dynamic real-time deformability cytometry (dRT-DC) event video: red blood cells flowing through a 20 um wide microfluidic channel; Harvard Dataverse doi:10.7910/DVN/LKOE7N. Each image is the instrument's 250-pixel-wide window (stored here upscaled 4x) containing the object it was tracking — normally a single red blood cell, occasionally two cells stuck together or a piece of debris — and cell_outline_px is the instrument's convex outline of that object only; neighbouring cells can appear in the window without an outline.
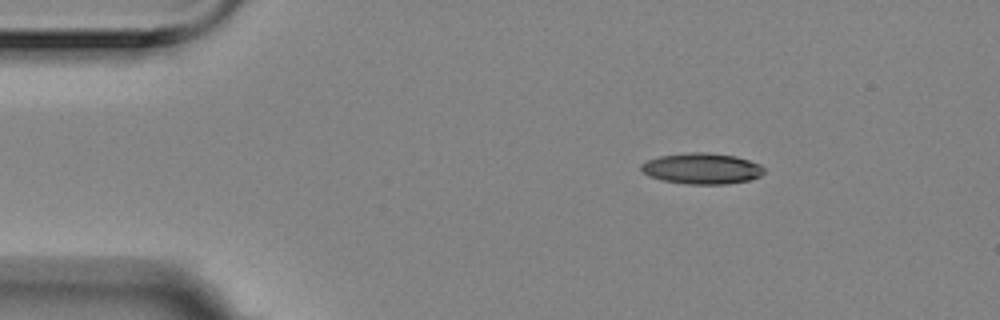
{"species": "Egyptian fruit bat (a non-hibernating species)", "species_latin": "Rousettus aegyptiacus", "temperature_condition": "room temperature", "stored_images_in_passage": 14, "camera_frame_rate_fps": 3000, "um_per_image_px": 0.085, "animal": {"sex": "female"}, "frame": {"image": 1, "passage_image": 2, "time_ms": 0.333, "image_size_px": [1000, 320], "cell_outline_px": [[764, 172], [760, 176], [748, 180], [728, 184], [684, 184], [660, 180], [648, 176], [640, 168], [640, 164], [648, 160], [660, 156], [692, 152], [708, 152], [736, 156], [760, 164], [764, 168]], "centroid_in_image_um": [59.65, 14.33], "position_along_channel_um": 25.4, "area_um2": 22.25}}
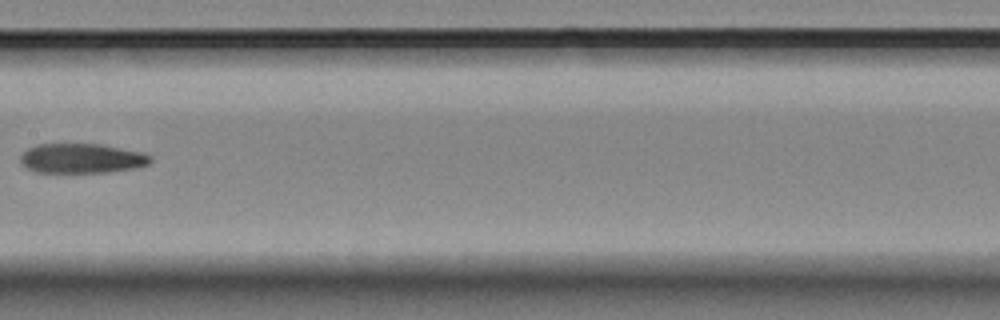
{"frame": {"image": 2, "passage_image": 7, "time_ms": 2.0, "image_size_px": [1000, 320], "cell_outline_px": [[152, 160], [148, 164], [136, 168], [108, 172], [36, 172], [20, 164], [20, 156], [28, 148], [36, 144], [100, 144], [140, 152], [152, 156]], "centroid_in_image_um": [6.93, 13.46], "position_along_channel_um": 200.5, "area_um2": 22.43}}
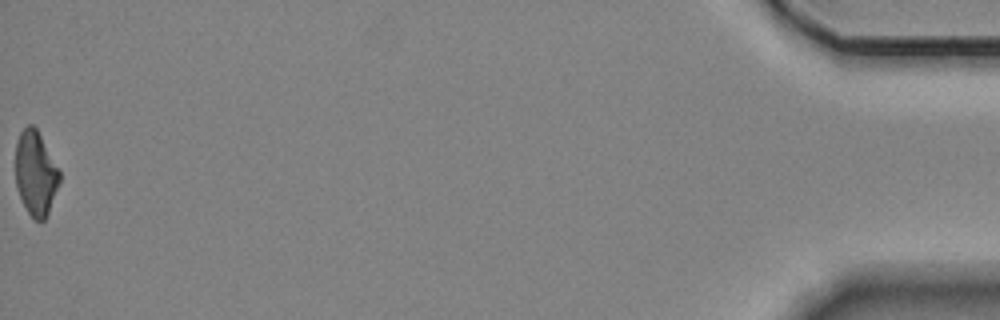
{"frame": {"image": 3, "passage_image": 14, "time_ms": 4.333, "image_size_px": [1000, 320], "cell_outline_px": [[60, 180], [48, 212], [44, 220], [36, 220], [28, 212], [16, 188], [16, 140], [20, 132], [28, 124], [32, 124], [36, 128], [60, 172]], "centroid_in_image_um": [3.01, 14.7], "position_along_channel_um": 432.2, "area_um2": 21.21}}